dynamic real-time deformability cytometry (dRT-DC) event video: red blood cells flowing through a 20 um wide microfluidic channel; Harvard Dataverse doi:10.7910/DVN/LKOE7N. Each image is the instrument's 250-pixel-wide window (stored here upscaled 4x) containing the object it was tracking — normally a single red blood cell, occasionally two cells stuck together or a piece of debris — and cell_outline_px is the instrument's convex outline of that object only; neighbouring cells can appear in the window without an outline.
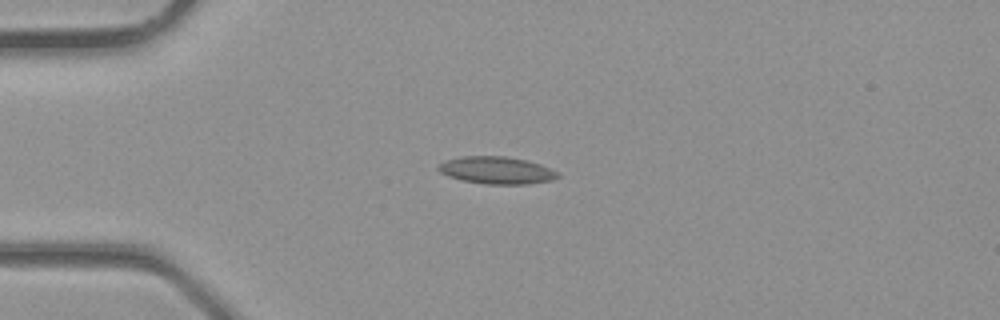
{"species": "common noctule bat (a hibernating species)", "species_latin": "Nyctalus noctula", "temperature_condition": "room temperature", "stored_images_in_passage": 3, "camera_frame_rate_fps": 3000, "um_per_image_px": 0.085, "animal": {"sex": "male", "body_mass_g": 23.1, "forearm_length_mm": 52.7}, "frame": {"image": 1, "passage_image": 2, "time_ms": 0.333, "image_size_px": [1000, 320], "cell_outline_px": [[560, 176], [552, 180], [528, 184], [484, 184], [460, 180], [448, 176], [440, 172], [436, 168], [444, 160], [460, 156], [504, 156], [528, 160], [540, 164], [560, 172]], "centroid_in_image_um": [42.21, 14.47], "position_along_channel_um": 42.8, "area_um2": 19.25}}
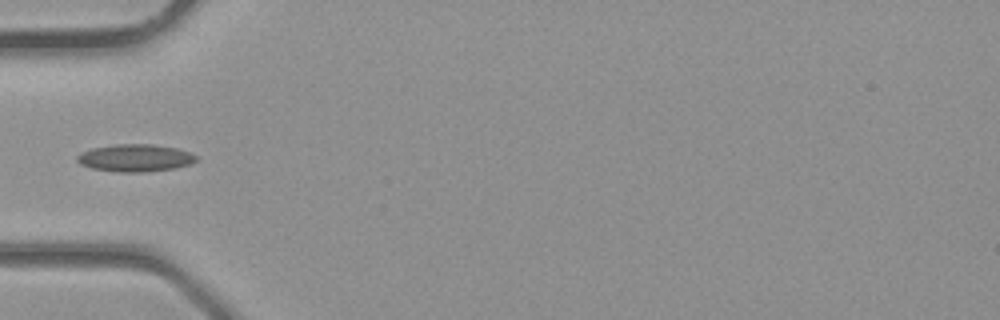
{"frame": {"image": 2, "passage_image": 3, "time_ms": 0.667, "image_size_px": [1000, 320], "cell_outline_px": [[196, 160], [188, 164], [176, 168], [144, 172], [120, 172], [92, 168], [80, 164], [76, 160], [76, 156], [80, 152], [92, 148], [116, 144], [152, 144], [176, 148], [188, 152], [196, 156]], "centroid_in_image_um": [11.45, 13.42], "position_along_channel_um": 73.6, "area_um2": 18.9}}